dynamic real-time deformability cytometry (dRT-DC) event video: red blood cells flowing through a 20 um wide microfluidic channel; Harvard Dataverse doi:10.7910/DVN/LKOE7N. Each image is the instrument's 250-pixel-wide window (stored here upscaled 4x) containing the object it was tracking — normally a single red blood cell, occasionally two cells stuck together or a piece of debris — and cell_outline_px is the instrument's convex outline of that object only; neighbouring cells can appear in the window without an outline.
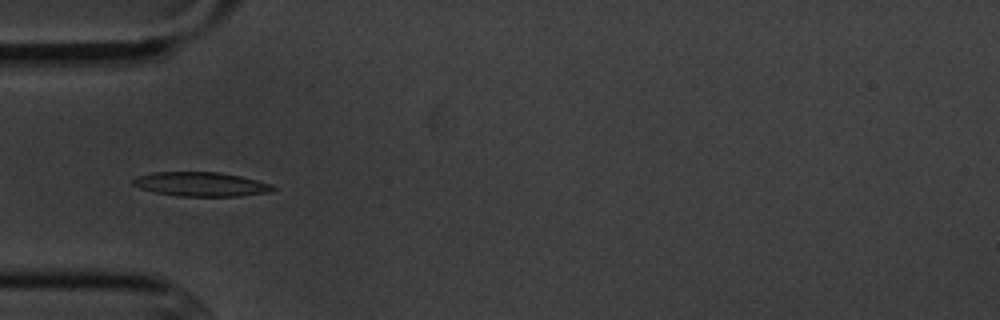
{"species": "common noctule bat (a hibernating species)", "species_latin": "Nyctalus noctula", "temperature_condition": "cold", "stored_images_in_passage": 6, "camera_frame_rate_fps": 3000, "um_per_image_px": 0.085, "animal": {"sex": "male", "body_mass_g": 20.1, "forearm_length_mm": 53.5}, "frame": {"image": 1, "passage_image": 3, "time_ms": 2.333, "image_size_px": [1000, 320], "cell_outline_px": [[276, 188], [268, 192], [240, 196], [176, 196], [156, 192], [140, 188], [132, 184], [132, 180], [136, 176], [152, 172], [220, 172], [240, 176], [272, 184]], "centroid_in_image_um": [17.05, 15.65], "position_along_channel_um": 67.9, "area_um2": 19.71}}
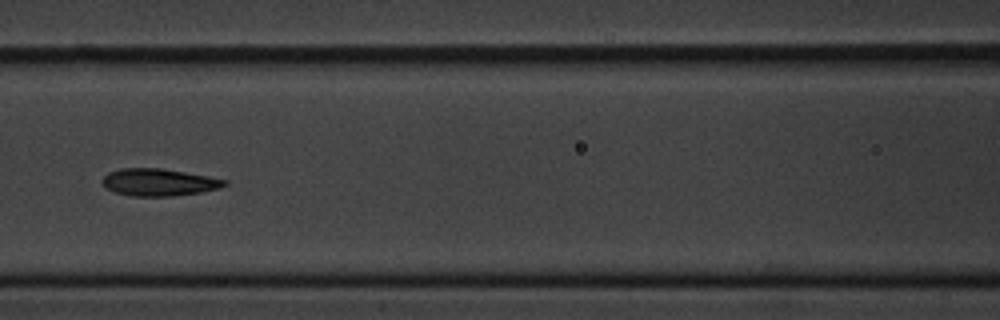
{"frame": {"image": 2, "passage_image": 5, "time_ms": 4.667, "image_size_px": [1000, 320], "cell_outline_px": [[228, 184], [220, 188], [200, 192], [172, 196], [132, 196], [116, 192], [104, 188], [100, 184], [100, 180], [108, 172], [120, 168], [160, 168], [208, 176], [228, 180]], "centroid_in_image_um": [13.46, 15.49], "position_along_channel_um": 153.1, "area_um2": 19.54}}
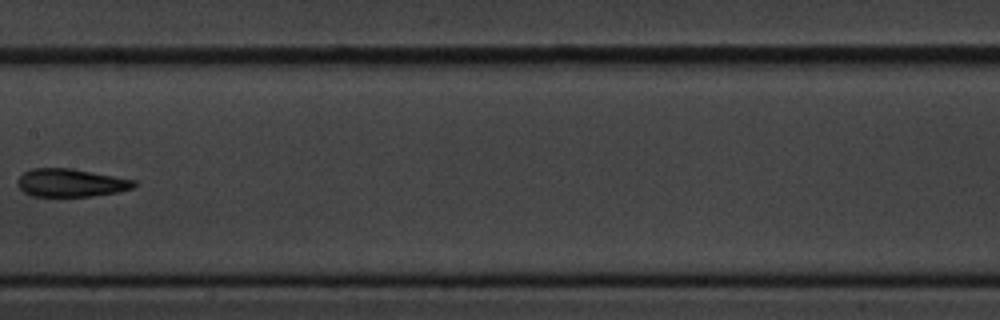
{"frame": {"image": 3, "passage_image": 6, "time_ms": 6.0, "image_size_px": [1000, 320], "cell_outline_px": [[136, 184], [132, 188], [120, 192], [92, 196], [32, 196], [24, 192], [16, 184], [16, 180], [24, 172], [32, 168], [72, 168], [136, 180]], "centroid_in_image_um": [6.01, 15.53], "position_along_channel_um": 201.4, "area_um2": 19.13}}